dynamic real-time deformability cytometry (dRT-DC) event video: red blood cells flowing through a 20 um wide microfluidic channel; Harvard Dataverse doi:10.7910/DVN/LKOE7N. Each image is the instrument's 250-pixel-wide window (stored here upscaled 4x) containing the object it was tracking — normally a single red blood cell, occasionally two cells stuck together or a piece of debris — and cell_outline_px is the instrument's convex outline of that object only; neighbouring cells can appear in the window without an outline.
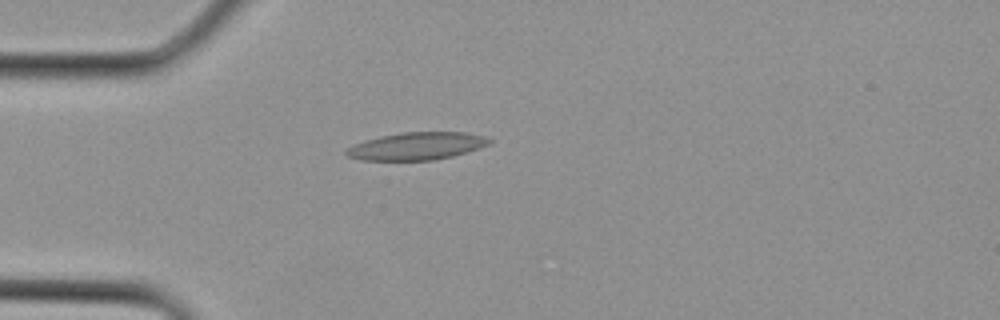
{"species": "Egyptian fruit bat (a non-hibernating species)", "species_latin": "Rousettus aegyptiacus", "temperature_condition": "cold", "stored_images_in_passage": 1, "camera_frame_rate_fps": 3000, "um_per_image_px": 0.085, "animal": {"sex": "female"}, "frame": {"image": 1, "passage_image": 1, "time_ms": 0.0, "image_size_px": [1000, 320], "cell_outline_px": [[492, 140], [488, 144], [452, 156], [432, 160], [364, 160], [348, 156], [344, 152], [348, 148], [356, 144], [380, 136], [400, 132], [464, 132], [484, 136]], "centroid_in_image_um": [35.41, 12.41], "position_along_channel_um": 49.6, "area_um2": 22.48}}